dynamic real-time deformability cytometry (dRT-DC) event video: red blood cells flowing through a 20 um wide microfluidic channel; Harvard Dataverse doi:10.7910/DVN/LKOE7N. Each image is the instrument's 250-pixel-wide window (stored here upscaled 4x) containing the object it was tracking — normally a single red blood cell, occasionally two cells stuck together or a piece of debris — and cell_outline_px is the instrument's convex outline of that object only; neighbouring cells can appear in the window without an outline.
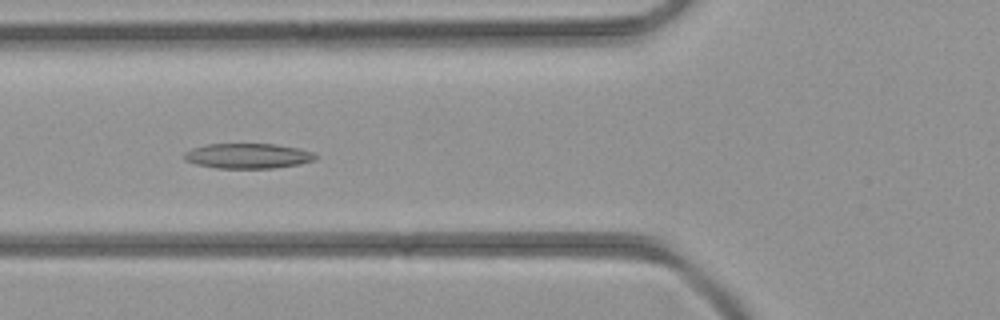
{"species": "common noctule bat (a hibernating species)", "species_latin": "Nyctalus noctula", "temperature_condition": "room temperature", "stored_images_in_passage": 30, "camera_frame_rate_fps": 3000, "um_per_image_px": 0.085, "animal": {"sex": "female", "body_mass_g": 21.9}, "frame": {"image": 1, "passage_image": 3, "time_ms": 0.667, "image_size_px": [1000, 320], "cell_outline_px": [[316, 160], [300, 164], [272, 168], [216, 168], [196, 164], [184, 160], [184, 152], [192, 148], [204, 144], [276, 144], [300, 148], [312, 152], [316, 156]], "centroid_in_image_um": [21.06, 13.25], "position_along_channel_um": 104.7, "area_um2": 19.31}}
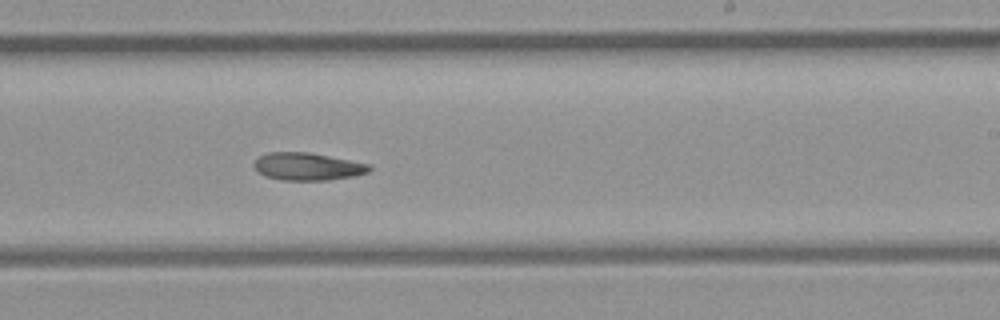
{"frame": {"image": 2, "passage_image": 13, "time_ms": 4.0, "image_size_px": [1000, 320], "cell_outline_px": [[372, 168], [368, 172], [352, 176], [328, 180], [280, 180], [264, 176], [256, 172], [252, 164], [260, 156], [268, 152], [308, 152], [368, 164]], "centroid_in_image_um": [26.06, 14.16], "position_along_channel_um": 262.9, "area_um2": 18.44}}
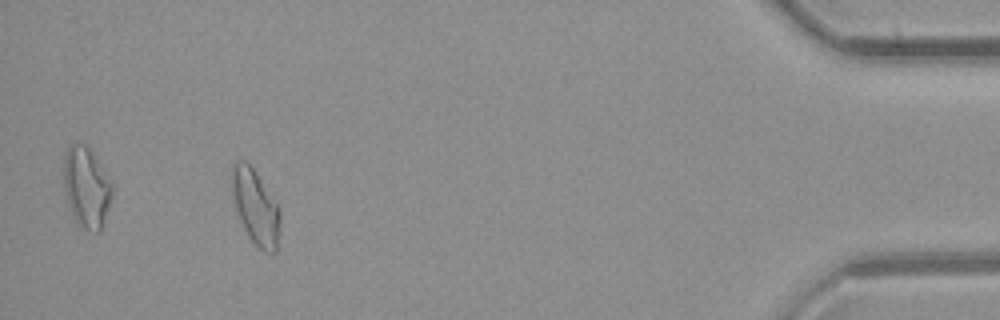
{"frame": {"image": 3, "passage_image": 27, "time_ms": 8.667, "image_size_px": [1000, 320], "cell_outline_px": [[280, 220], [276, 252], [264, 252], [252, 240], [244, 228], [240, 220], [236, 208], [232, 188], [232, 168], [236, 160], [244, 160], [252, 168], [280, 208]], "centroid_in_image_um": [21.73, 17.6], "position_along_channel_um": 413.5, "area_um2": 20.4}}